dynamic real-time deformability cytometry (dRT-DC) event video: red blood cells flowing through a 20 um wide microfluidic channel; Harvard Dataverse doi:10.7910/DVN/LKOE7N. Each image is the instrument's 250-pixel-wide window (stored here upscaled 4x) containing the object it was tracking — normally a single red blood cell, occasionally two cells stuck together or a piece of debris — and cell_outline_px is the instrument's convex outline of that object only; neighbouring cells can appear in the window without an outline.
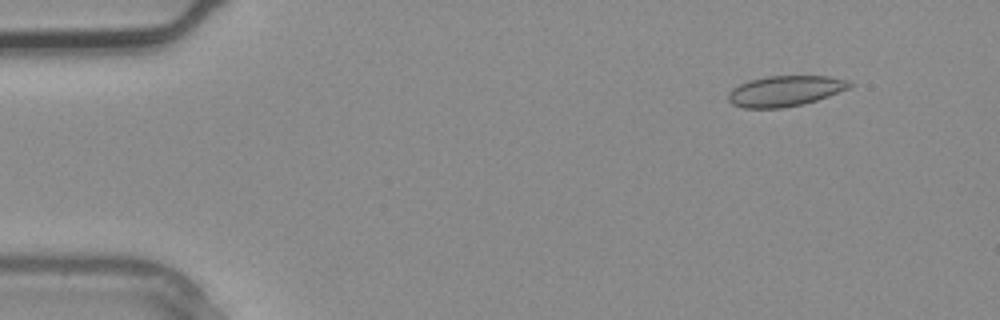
{"species": "common noctule bat (a hibernating species)", "species_latin": "Nyctalus noctula", "temperature_condition": "warm", "stored_images_in_passage": 3, "camera_frame_rate_fps": 3000, "um_per_image_px": 0.085, "animal": {"sex": "male", "body_mass_g": 20.4}, "frame": {"image": 1, "passage_image": 1, "time_ms": 0.0, "image_size_px": [1000, 320], "cell_outline_px": [[856, 84], [848, 88], [828, 96], [804, 104], [780, 108], [744, 108], [732, 104], [728, 100], [728, 92], [732, 88], [748, 80], [768, 76], [828, 76], [848, 80]], "centroid_in_image_um": [66.73, 7.73], "position_along_channel_um": 18.3, "area_um2": 21.68}}
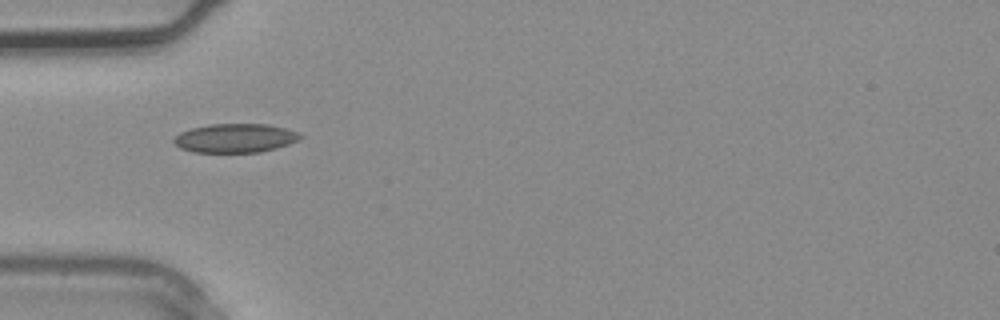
{"frame": {"image": 2, "passage_image": 3, "time_ms": 0.667, "image_size_px": [1000, 320], "cell_outline_px": [[304, 136], [300, 140], [276, 148], [260, 152], [192, 152], [180, 148], [172, 140], [180, 132], [192, 128], [208, 124], [268, 124], [300, 132]], "centroid_in_image_um": [20.02, 11.73], "position_along_channel_um": 65.0, "area_um2": 21.39}}